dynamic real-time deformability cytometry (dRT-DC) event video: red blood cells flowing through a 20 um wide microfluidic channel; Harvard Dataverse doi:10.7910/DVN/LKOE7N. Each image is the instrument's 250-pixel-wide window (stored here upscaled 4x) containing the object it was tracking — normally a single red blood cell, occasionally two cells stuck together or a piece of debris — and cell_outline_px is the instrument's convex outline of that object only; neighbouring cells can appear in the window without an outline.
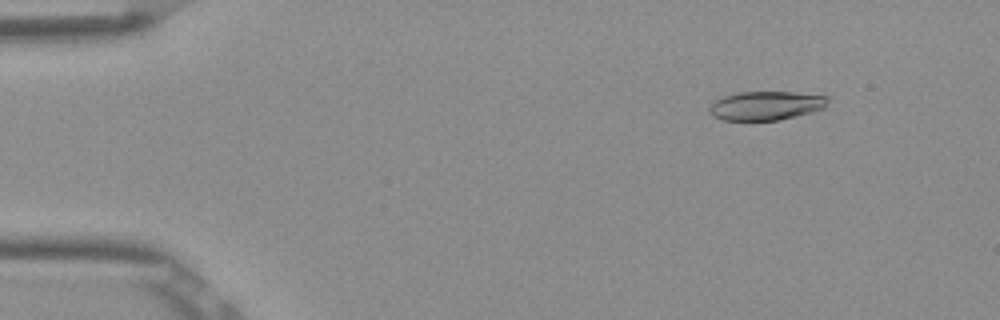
{"species": "Egyptian fruit bat (a non-hibernating species)", "species_latin": "Rousettus aegyptiacus", "temperature_condition": "room temperature", "stored_images_in_passage": 52, "camera_frame_rate_fps": 3000, "um_per_image_px": 0.085, "frame": {"image": 1, "passage_image": 6, "time_ms": 1.667, "image_size_px": [1000, 320], "cell_outline_px": [[828, 100], [824, 108], [812, 112], [780, 120], [720, 120], [712, 116], [708, 112], [708, 108], [716, 100], [724, 96], [740, 92], [792, 92], [828, 96]], "centroid_in_image_um": [65.09, 8.99], "position_along_channel_um": 19.9, "area_um2": 19.94}}
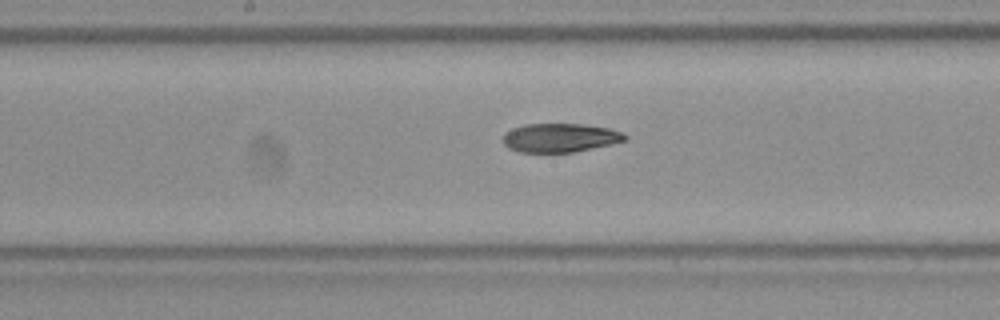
{"frame": {"image": 2, "passage_image": 27, "time_ms": 8.667, "image_size_px": [1000, 320], "cell_outline_px": [[628, 140], [612, 144], [572, 152], [520, 152], [508, 148], [504, 144], [504, 132], [512, 128], [524, 124], [580, 124], [608, 128], [624, 132], [628, 136]], "centroid_in_image_um": [47.62, 11.7], "position_along_channel_um": 200.6, "area_um2": 20.52}}
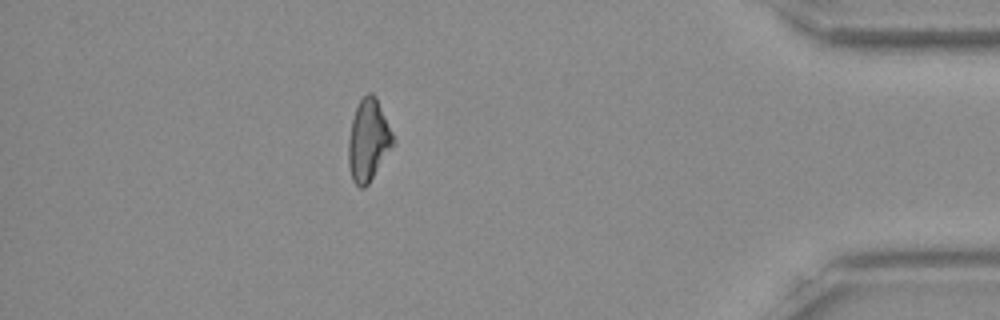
{"frame": {"image": 3, "passage_image": 46, "time_ms": 15.0, "image_size_px": [1000, 320], "cell_outline_px": [[396, 144], [368, 184], [364, 188], [360, 188], [352, 180], [348, 164], [348, 140], [352, 120], [356, 108], [360, 100], [368, 92], [372, 92], [376, 96], [396, 140]], "centroid_in_image_um": [31.33, 11.94], "position_along_channel_um": 403.9, "area_um2": 21.56}, "authors_computed_cell_mechanics": {"area_um2": 21.386, "velocity_mm_per_s": 3.8968, "shape_relaxation_time_tau1_ms": 9.2037, "shape_relaxation_time_tau2_ms": 6.3034, "deformation_change_tau1": 0.2088, "deformation_change_tau2": 0.1439}}